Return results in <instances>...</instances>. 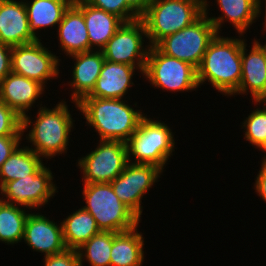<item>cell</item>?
Segmentation results:
<instances>
[{"label": "cell", "mask_w": 266, "mask_h": 266, "mask_svg": "<svg viewBox=\"0 0 266 266\" xmlns=\"http://www.w3.org/2000/svg\"><path fill=\"white\" fill-rule=\"evenodd\" d=\"M237 37L216 34L210 41L197 68L199 86L207 81L213 89L230 97L238 90L242 76L241 51L245 42L242 37L245 36Z\"/></svg>", "instance_id": "1"}, {"label": "cell", "mask_w": 266, "mask_h": 266, "mask_svg": "<svg viewBox=\"0 0 266 266\" xmlns=\"http://www.w3.org/2000/svg\"><path fill=\"white\" fill-rule=\"evenodd\" d=\"M128 103L123 99L84 97L75 107L86 119L85 123L95 129L100 140L126 143L145 116L141 109L134 110Z\"/></svg>", "instance_id": "2"}, {"label": "cell", "mask_w": 266, "mask_h": 266, "mask_svg": "<svg viewBox=\"0 0 266 266\" xmlns=\"http://www.w3.org/2000/svg\"><path fill=\"white\" fill-rule=\"evenodd\" d=\"M42 105L38 107L35 120H32L28 113L22 117V132H27V128L33 125L28 136L26 135V140L31 144V147H27L38 156L51 159L58 154L67 153L75 120L65 100L58 102L52 109Z\"/></svg>", "instance_id": "3"}, {"label": "cell", "mask_w": 266, "mask_h": 266, "mask_svg": "<svg viewBox=\"0 0 266 266\" xmlns=\"http://www.w3.org/2000/svg\"><path fill=\"white\" fill-rule=\"evenodd\" d=\"M204 14V0H152L141 16L150 46L192 25Z\"/></svg>", "instance_id": "4"}, {"label": "cell", "mask_w": 266, "mask_h": 266, "mask_svg": "<svg viewBox=\"0 0 266 266\" xmlns=\"http://www.w3.org/2000/svg\"><path fill=\"white\" fill-rule=\"evenodd\" d=\"M174 139L172 129L167 123L145 115L135 133L126 142L128 162L151 164L164 171L169 157L175 151Z\"/></svg>", "instance_id": "5"}, {"label": "cell", "mask_w": 266, "mask_h": 266, "mask_svg": "<svg viewBox=\"0 0 266 266\" xmlns=\"http://www.w3.org/2000/svg\"><path fill=\"white\" fill-rule=\"evenodd\" d=\"M85 206L100 231L125 232L139 226L141 220L115 195L110 183H82Z\"/></svg>", "instance_id": "6"}, {"label": "cell", "mask_w": 266, "mask_h": 266, "mask_svg": "<svg viewBox=\"0 0 266 266\" xmlns=\"http://www.w3.org/2000/svg\"><path fill=\"white\" fill-rule=\"evenodd\" d=\"M142 75L150 85L161 88L164 92H192L199 87L196 67L165 55L156 46L149 48Z\"/></svg>", "instance_id": "7"}, {"label": "cell", "mask_w": 266, "mask_h": 266, "mask_svg": "<svg viewBox=\"0 0 266 266\" xmlns=\"http://www.w3.org/2000/svg\"><path fill=\"white\" fill-rule=\"evenodd\" d=\"M216 34L213 23L203 14L192 25L162 39L156 47L165 55L198 68Z\"/></svg>", "instance_id": "8"}, {"label": "cell", "mask_w": 266, "mask_h": 266, "mask_svg": "<svg viewBox=\"0 0 266 266\" xmlns=\"http://www.w3.org/2000/svg\"><path fill=\"white\" fill-rule=\"evenodd\" d=\"M98 146L78 159L83 183H111L128 163L127 145L122 141L99 140Z\"/></svg>", "instance_id": "9"}, {"label": "cell", "mask_w": 266, "mask_h": 266, "mask_svg": "<svg viewBox=\"0 0 266 266\" xmlns=\"http://www.w3.org/2000/svg\"><path fill=\"white\" fill-rule=\"evenodd\" d=\"M146 28L141 18L124 22L101 49L105 60L112 63H123L139 69L143 74L147 60L149 44Z\"/></svg>", "instance_id": "10"}, {"label": "cell", "mask_w": 266, "mask_h": 266, "mask_svg": "<svg viewBox=\"0 0 266 266\" xmlns=\"http://www.w3.org/2000/svg\"><path fill=\"white\" fill-rule=\"evenodd\" d=\"M52 173L44 163L34 174L5 183L1 187L5 202L39 211L58 192Z\"/></svg>", "instance_id": "11"}, {"label": "cell", "mask_w": 266, "mask_h": 266, "mask_svg": "<svg viewBox=\"0 0 266 266\" xmlns=\"http://www.w3.org/2000/svg\"><path fill=\"white\" fill-rule=\"evenodd\" d=\"M41 39L29 44L12 47V72L28 79L38 81L44 87L50 79L59 76V57L48 50Z\"/></svg>", "instance_id": "12"}, {"label": "cell", "mask_w": 266, "mask_h": 266, "mask_svg": "<svg viewBox=\"0 0 266 266\" xmlns=\"http://www.w3.org/2000/svg\"><path fill=\"white\" fill-rule=\"evenodd\" d=\"M162 174L163 171L155 165L128 162L124 171L110 184L119 200L141 219L142 198L159 182Z\"/></svg>", "instance_id": "13"}, {"label": "cell", "mask_w": 266, "mask_h": 266, "mask_svg": "<svg viewBox=\"0 0 266 266\" xmlns=\"http://www.w3.org/2000/svg\"><path fill=\"white\" fill-rule=\"evenodd\" d=\"M254 38L252 47L248 49L246 41L242 45V76L238 90L232 95H248L252 102L261 101L266 96V45Z\"/></svg>", "instance_id": "14"}, {"label": "cell", "mask_w": 266, "mask_h": 266, "mask_svg": "<svg viewBox=\"0 0 266 266\" xmlns=\"http://www.w3.org/2000/svg\"><path fill=\"white\" fill-rule=\"evenodd\" d=\"M23 241L35 252L43 253L44 257L58 254L67 249L62 223L56 224L43 214L30 211L24 226Z\"/></svg>", "instance_id": "15"}, {"label": "cell", "mask_w": 266, "mask_h": 266, "mask_svg": "<svg viewBox=\"0 0 266 266\" xmlns=\"http://www.w3.org/2000/svg\"><path fill=\"white\" fill-rule=\"evenodd\" d=\"M29 29L23 0H0V42L14 47L37 41Z\"/></svg>", "instance_id": "16"}, {"label": "cell", "mask_w": 266, "mask_h": 266, "mask_svg": "<svg viewBox=\"0 0 266 266\" xmlns=\"http://www.w3.org/2000/svg\"><path fill=\"white\" fill-rule=\"evenodd\" d=\"M44 90L38 81L10 72L0 82V100L23 117L35 107Z\"/></svg>", "instance_id": "17"}, {"label": "cell", "mask_w": 266, "mask_h": 266, "mask_svg": "<svg viewBox=\"0 0 266 266\" xmlns=\"http://www.w3.org/2000/svg\"><path fill=\"white\" fill-rule=\"evenodd\" d=\"M215 2L222 15L209 17L210 1L208 0H204V14L213 23L217 34L221 33L223 24L229 22L236 29V33L244 35L262 14L259 9V0H216Z\"/></svg>", "instance_id": "18"}, {"label": "cell", "mask_w": 266, "mask_h": 266, "mask_svg": "<svg viewBox=\"0 0 266 266\" xmlns=\"http://www.w3.org/2000/svg\"><path fill=\"white\" fill-rule=\"evenodd\" d=\"M74 62L72 66V80L68 85L73 89L71 103L77 104L82 98L88 96L96 85L105 57L101 50L76 53L68 56Z\"/></svg>", "instance_id": "19"}, {"label": "cell", "mask_w": 266, "mask_h": 266, "mask_svg": "<svg viewBox=\"0 0 266 266\" xmlns=\"http://www.w3.org/2000/svg\"><path fill=\"white\" fill-rule=\"evenodd\" d=\"M136 70L139 72L134 66L105 60L94 89L85 97L126 99L128 89L134 85L132 80Z\"/></svg>", "instance_id": "20"}, {"label": "cell", "mask_w": 266, "mask_h": 266, "mask_svg": "<svg viewBox=\"0 0 266 266\" xmlns=\"http://www.w3.org/2000/svg\"><path fill=\"white\" fill-rule=\"evenodd\" d=\"M59 47L66 56L90 51V41L82 11L72 2L57 26Z\"/></svg>", "instance_id": "21"}, {"label": "cell", "mask_w": 266, "mask_h": 266, "mask_svg": "<svg viewBox=\"0 0 266 266\" xmlns=\"http://www.w3.org/2000/svg\"><path fill=\"white\" fill-rule=\"evenodd\" d=\"M73 3L83 13L90 41V51L101 50L124 23L117 15L87 4L83 0H73Z\"/></svg>", "instance_id": "22"}, {"label": "cell", "mask_w": 266, "mask_h": 266, "mask_svg": "<svg viewBox=\"0 0 266 266\" xmlns=\"http://www.w3.org/2000/svg\"><path fill=\"white\" fill-rule=\"evenodd\" d=\"M137 228L138 226L125 232H114L110 266H142L145 237Z\"/></svg>", "instance_id": "23"}, {"label": "cell", "mask_w": 266, "mask_h": 266, "mask_svg": "<svg viewBox=\"0 0 266 266\" xmlns=\"http://www.w3.org/2000/svg\"><path fill=\"white\" fill-rule=\"evenodd\" d=\"M29 29L32 34L39 39L38 30L45 28H56L62 20L65 10L73 0H23ZM56 25V26H55ZM37 32V33H36Z\"/></svg>", "instance_id": "24"}, {"label": "cell", "mask_w": 266, "mask_h": 266, "mask_svg": "<svg viewBox=\"0 0 266 266\" xmlns=\"http://www.w3.org/2000/svg\"><path fill=\"white\" fill-rule=\"evenodd\" d=\"M61 223L67 249L77 250L91 237L101 232L96 220L83 207L71 212Z\"/></svg>", "instance_id": "25"}, {"label": "cell", "mask_w": 266, "mask_h": 266, "mask_svg": "<svg viewBox=\"0 0 266 266\" xmlns=\"http://www.w3.org/2000/svg\"><path fill=\"white\" fill-rule=\"evenodd\" d=\"M22 147V148H21ZM18 147L0 168V188L9 181L34 174L44 162L27 146Z\"/></svg>", "instance_id": "26"}, {"label": "cell", "mask_w": 266, "mask_h": 266, "mask_svg": "<svg viewBox=\"0 0 266 266\" xmlns=\"http://www.w3.org/2000/svg\"><path fill=\"white\" fill-rule=\"evenodd\" d=\"M28 209L4 202L0 207V242L14 245L22 242Z\"/></svg>", "instance_id": "27"}, {"label": "cell", "mask_w": 266, "mask_h": 266, "mask_svg": "<svg viewBox=\"0 0 266 266\" xmlns=\"http://www.w3.org/2000/svg\"><path fill=\"white\" fill-rule=\"evenodd\" d=\"M114 232H104L91 237L77 249L81 266L83 262L90 266H110V252L113 245Z\"/></svg>", "instance_id": "28"}, {"label": "cell", "mask_w": 266, "mask_h": 266, "mask_svg": "<svg viewBox=\"0 0 266 266\" xmlns=\"http://www.w3.org/2000/svg\"><path fill=\"white\" fill-rule=\"evenodd\" d=\"M258 108L251 113L242 122V129H244V139L249 142L250 145L258 148L266 141V106L263 104L260 108V101H253Z\"/></svg>", "instance_id": "29"}, {"label": "cell", "mask_w": 266, "mask_h": 266, "mask_svg": "<svg viewBox=\"0 0 266 266\" xmlns=\"http://www.w3.org/2000/svg\"><path fill=\"white\" fill-rule=\"evenodd\" d=\"M85 3L100 8L120 17L124 22L141 18L125 0H83Z\"/></svg>", "instance_id": "30"}, {"label": "cell", "mask_w": 266, "mask_h": 266, "mask_svg": "<svg viewBox=\"0 0 266 266\" xmlns=\"http://www.w3.org/2000/svg\"><path fill=\"white\" fill-rule=\"evenodd\" d=\"M22 117L0 100V136H23Z\"/></svg>", "instance_id": "31"}, {"label": "cell", "mask_w": 266, "mask_h": 266, "mask_svg": "<svg viewBox=\"0 0 266 266\" xmlns=\"http://www.w3.org/2000/svg\"><path fill=\"white\" fill-rule=\"evenodd\" d=\"M44 266H81L77 250L66 249L65 251L46 256L43 258Z\"/></svg>", "instance_id": "32"}, {"label": "cell", "mask_w": 266, "mask_h": 266, "mask_svg": "<svg viewBox=\"0 0 266 266\" xmlns=\"http://www.w3.org/2000/svg\"><path fill=\"white\" fill-rule=\"evenodd\" d=\"M22 136H0V168L9 156L21 146Z\"/></svg>", "instance_id": "33"}, {"label": "cell", "mask_w": 266, "mask_h": 266, "mask_svg": "<svg viewBox=\"0 0 266 266\" xmlns=\"http://www.w3.org/2000/svg\"><path fill=\"white\" fill-rule=\"evenodd\" d=\"M12 47L0 42V82L12 72L11 67Z\"/></svg>", "instance_id": "34"}, {"label": "cell", "mask_w": 266, "mask_h": 266, "mask_svg": "<svg viewBox=\"0 0 266 266\" xmlns=\"http://www.w3.org/2000/svg\"><path fill=\"white\" fill-rule=\"evenodd\" d=\"M260 170L254 183L255 193L266 203V165H260Z\"/></svg>", "instance_id": "35"}, {"label": "cell", "mask_w": 266, "mask_h": 266, "mask_svg": "<svg viewBox=\"0 0 266 266\" xmlns=\"http://www.w3.org/2000/svg\"><path fill=\"white\" fill-rule=\"evenodd\" d=\"M126 3L141 17L152 0H125Z\"/></svg>", "instance_id": "36"}, {"label": "cell", "mask_w": 266, "mask_h": 266, "mask_svg": "<svg viewBox=\"0 0 266 266\" xmlns=\"http://www.w3.org/2000/svg\"><path fill=\"white\" fill-rule=\"evenodd\" d=\"M262 152H264V157H262V163L261 165H266V141L259 147Z\"/></svg>", "instance_id": "37"}, {"label": "cell", "mask_w": 266, "mask_h": 266, "mask_svg": "<svg viewBox=\"0 0 266 266\" xmlns=\"http://www.w3.org/2000/svg\"><path fill=\"white\" fill-rule=\"evenodd\" d=\"M263 1H265L264 2V5H265V16H264V21H266V0H263ZM263 1H261V0H259V9H260V13L262 12L261 10L263 9L262 7H263V5H262V3H263Z\"/></svg>", "instance_id": "38"}, {"label": "cell", "mask_w": 266, "mask_h": 266, "mask_svg": "<svg viewBox=\"0 0 266 266\" xmlns=\"http://www.w3.org/2000/svg\"><path fill=\"white\" fill-rule=\"evenodd\" d=\"M2 194V189L0 188V195ZM3 195H1L0 197V207L2 206V204L5 202V200L3 199L4 197H2Z\"/></svg>", "instance_id": "39"}, {"label": "cell", "mask_w": 266, "mask_h": 266, "mask_svg": "<svg viewBox=\"0 0 266 266\" xmlns=\"http://www.w3.org/2000/svg\"><path fill=\"white\" fill-rule=\"evenodd\" d=\"M260 102H261V105L264 104L266 106V96Z\"/></svg>", "instance_id": "40"}, {"label": "cell", "mask_w": 266, "mask_h": 266, "mask_svg": "<svg viewBox=\"0 0 266 266\" xmlns=\"http://www.w3.org/2000/svg\"><path fill=\"white\" fill-rule=\"evenodd\" d=\"M263 24H264V26H263L264 27V30L263 31H266V21H264Z\"/></svg>", "instance_id": "41"}]
</instances>
